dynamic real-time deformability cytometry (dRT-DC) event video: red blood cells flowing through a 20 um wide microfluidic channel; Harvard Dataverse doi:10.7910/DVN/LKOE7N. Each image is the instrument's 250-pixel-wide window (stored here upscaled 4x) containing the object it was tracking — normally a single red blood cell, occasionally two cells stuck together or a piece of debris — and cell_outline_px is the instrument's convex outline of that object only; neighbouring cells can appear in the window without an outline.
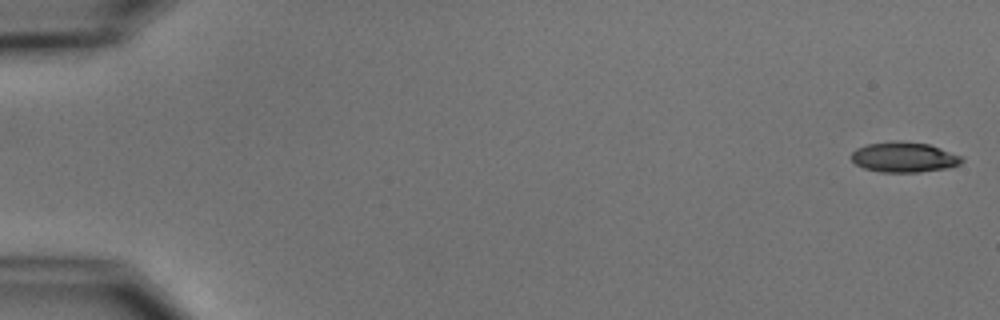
{"species": "common noctule bat (a hibernating species)", "species_latin": "Nyctalus noctula", "temperature_condition": "cold", "stored_images_in_passage": 7, "camera_frame_rate_fps": 3000, "um_per_image_px": 0.085, "animal": {"sex": "male", "body_mass_g": 15.6}, "frame": {"image": 1, "passage_image": 1, "time_ms": 0.0, "image_size_px": [1000, 320], "cell_outline_px": [[964, 160], [960, 164], [952, 168], [920, 172], [880, 172], [864, 168], [856, 164], [852, 160], [852, 152], [856, 148], [868, 144], [896, 140], [900, 140], [928, 144], [964, 156]], "centroid_in_image_um": [76.89, 13.36], "position_along_channel_um": 8.1, "area_um2": 19.71}}
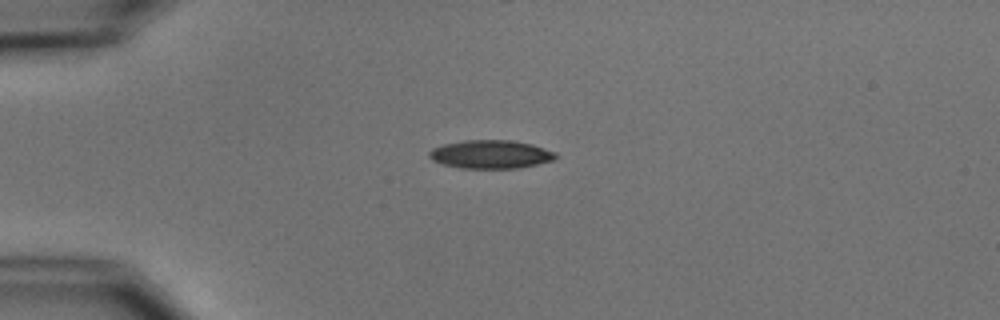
{"frame": {"image": 2, "passage_image": 4, "time_ms": 4.333, "image_size_px": [1000, 320], "cell_outline_px": [[556, 156], [552, 160], [536, 164], [516, 168], [460, 168], [444, 164], [432, 160], [428, 156], [428, 152], [432, 148], [444, 144], [464, 140], [512, 140], [532, 144], [556, 152]], "centroid_in_image_um": [41.68, 13.11], "position_along_channel_um": 43.3, "area_um2": 20.81}}